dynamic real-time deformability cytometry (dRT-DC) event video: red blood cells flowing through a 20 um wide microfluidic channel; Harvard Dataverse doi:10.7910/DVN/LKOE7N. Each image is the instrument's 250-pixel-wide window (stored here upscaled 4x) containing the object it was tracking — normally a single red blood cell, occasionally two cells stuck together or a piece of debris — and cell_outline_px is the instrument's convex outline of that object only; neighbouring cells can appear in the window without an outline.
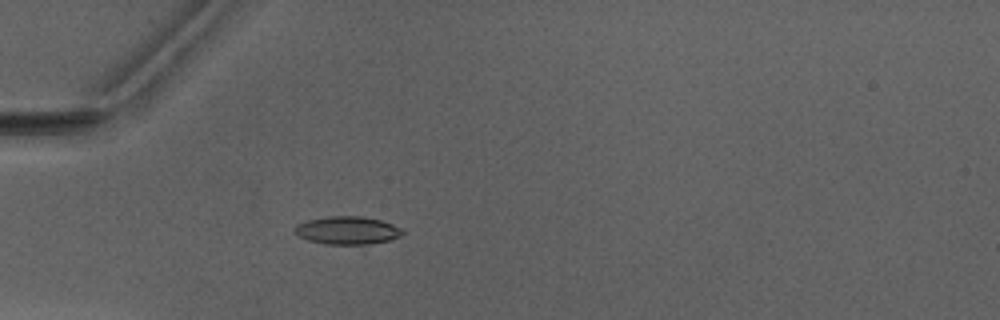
{"species": "Egyptian fruit bat (a non-hibernating species)", "species_latin": "Rousettus aegyptiacus", "temperature_condition": "warm", "stored_images_in_passage": 4, "camera_frame_rate_fps": 3000, "um_per_image_px": 0.085, "animal": {"sex": "male"}, "frame": {"image": 1, "passage_image": 4, "time_ms": 3.667, "image_size_px": [1000, 320], "cell_outline_px": [[404, 232], [400, 236], [392, 240], [368, 244], [324, 244], [308, 240], [300, 236], [292, 228], [296, 224], [308, 220], [328, 216], [360, 216], [380, 220], [392, 224], [400, 228]], "centroid_in_image_um": [29.52, 19.58], "position_along_channel_um": 55.5, "area_um2": 17.51}}